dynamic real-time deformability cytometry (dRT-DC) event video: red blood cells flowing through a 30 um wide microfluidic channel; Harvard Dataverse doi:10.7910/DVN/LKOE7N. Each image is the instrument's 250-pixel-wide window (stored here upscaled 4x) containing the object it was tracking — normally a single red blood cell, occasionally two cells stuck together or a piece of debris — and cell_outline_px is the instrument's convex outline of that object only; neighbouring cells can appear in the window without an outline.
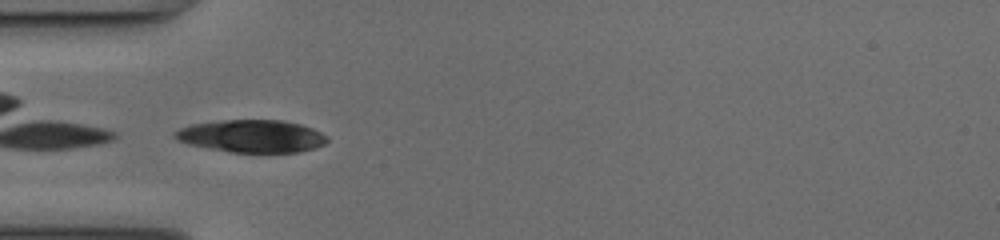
{"species": "common noctule bat (a hibernating species)", "species_latin": "Nyctalus noctula", "temperature_condition": "cold", "stored_images_in_passage": 30, "camera_frame_rate_fps": 3000, "um_per_image_px": 0.085, "animal": {"sex": "female", "body_mass_g": 17.0, "forearm_length_mm": 48.0}, "frame": {"image": 1, "passage_image": 1, "time_ms": 0.0, "image_size_px": [1000, 240], "cell_outline_px": [[328, 140], [324, 144], [316, 148], [300, 152], [232, 152], [208, 148], [188, 144], [176, 140], [172, 136], [172, 132], [180, 128], [192, 124], [224, 120], [284, 120], [300, 124], [312, 128], [328, 136]], "centroid_in_image_um": [21.39, 11.57], "position_along_channel_um": 63.6, "area_um2": 29.02}}